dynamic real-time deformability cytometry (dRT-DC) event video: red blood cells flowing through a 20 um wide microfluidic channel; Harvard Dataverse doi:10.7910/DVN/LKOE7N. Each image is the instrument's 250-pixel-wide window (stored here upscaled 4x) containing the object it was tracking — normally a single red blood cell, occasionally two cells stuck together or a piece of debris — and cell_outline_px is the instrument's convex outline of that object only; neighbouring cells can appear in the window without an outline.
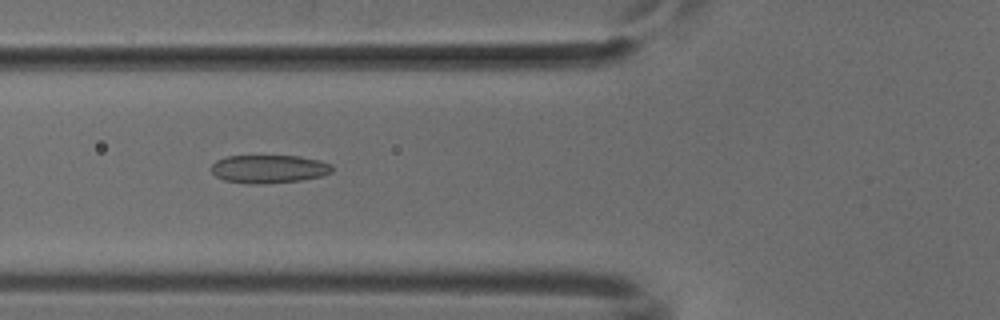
{"species": "common noctule bat (a hibernating species)", "species_latin": "Nyctalus noctula", "temperature_condition": "cold", "stored_images_in_passage": 42, "camera_frame_rate_fps": 3000, "um_per_image_px": 0.085, "animal": {"sex": "male", "body_mass_g": 18.8}, "frame": {"image": 1, "passage_image": 9, "time_ms": 2.667, "image_size_px": [1000, 320], "cell_outline_px": [[332, 172], [320, 176], [300, 180], [264, 184], [244, 184], [224, 180], [216, 176], [212, 172], [212, 164], [216, 160], [224, 156], [300, 156], [320, 160], [332, 164]], "centroid_in_image_um": [22.84, 14.36], "position_along_channel_um": 103.0, "area_um2": 20.0}}
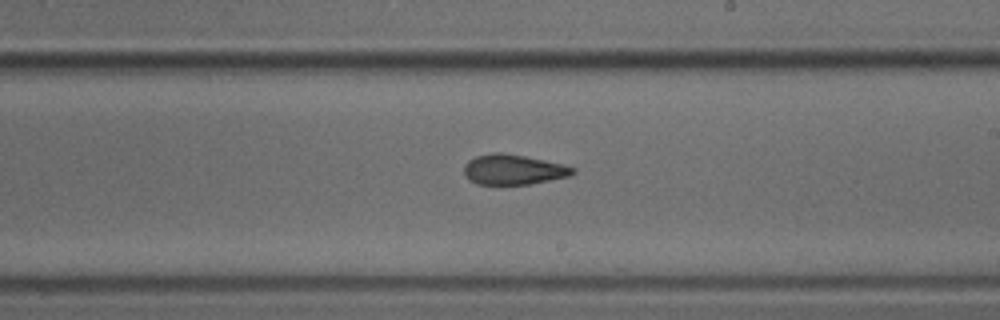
{"frame": {"image": 2, "passage_image": 20, "time_ms": 6.333, "image_size_px": [1000, 320], "cell_outline_px": [[576, 172], [568, 176], [528, 184], [476, 184], [468, 180], [464, 176], [464, 164], [468, 160], [476, 156], [492, 152], [504, 152], [564, 164], [576, 168]], "centroid_in_image_um": [43.59, 14.4], "position_along_channel_um": 245.4, "area_um2": 19.19}}
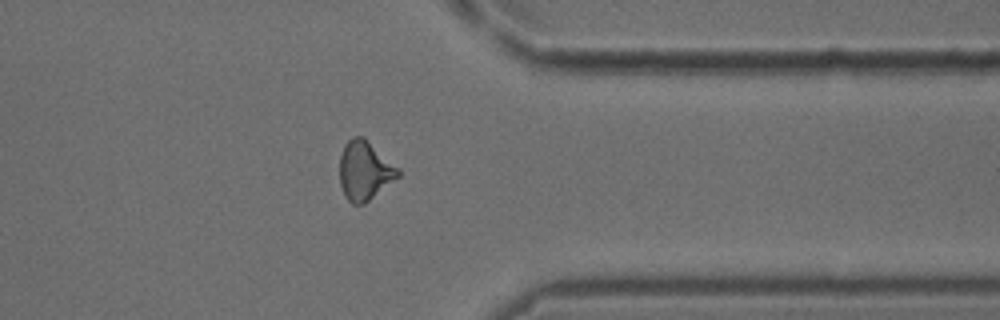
{"frame": {"image": 3, "passage_image": 31, "time_ms": 10.0, "image_size_px": [1000, 320], "cell_outline_px": [[400, 176], [364, 204], [352, 204], [344, 196], [340, 184], [340, 156], [344, 144], [352, 136], [364, 136], [400, 168]], "centroid_in_image_um": [31.01, 14.48], "position_along_channel_um": 380.4, "area_um2": 20.4}}